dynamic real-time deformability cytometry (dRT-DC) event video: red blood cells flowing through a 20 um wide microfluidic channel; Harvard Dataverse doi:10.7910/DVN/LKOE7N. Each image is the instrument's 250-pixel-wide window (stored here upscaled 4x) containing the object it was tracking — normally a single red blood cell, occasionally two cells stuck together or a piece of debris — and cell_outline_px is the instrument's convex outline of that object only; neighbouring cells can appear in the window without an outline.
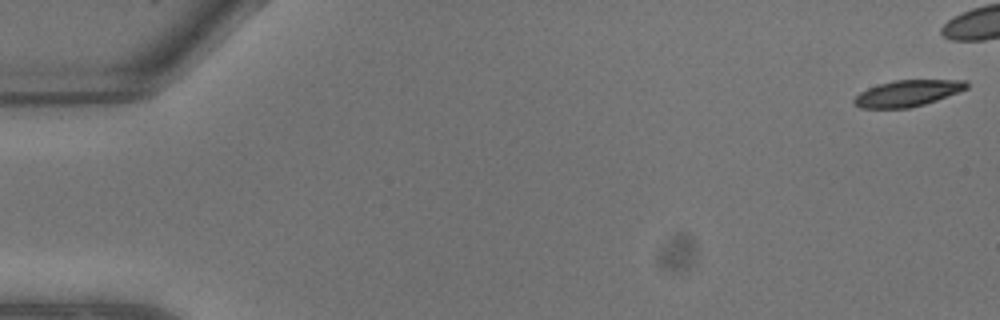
{"species": "common noctule bat (a hibernating species)", "species_latin": "Nyctalus noctula", "temperature_condition": "warm", "stored_images_in_passage": 10, "camera_frame_rate_fps": 3000, "um_per_image_px": 0.085, "animal": {"sex": "male", "body_mass_g": 13.3}, "frame": {"image": 1, "passage_image": 1, "time_ms": 0.0, "image_size_px": [1000, 320], "cell_outline_px": [[968, 88], [936, 100], [924, 104], [908, 108], [860, 108], [852, 104], [852, 100], [860, 92], [868, 88], [880, 84], [896, 80], [968, 80]], "centroid_in_image_um": [77.11, 7.93], "position_along_channel_um": 7.9, "area_um2": 17.11}}
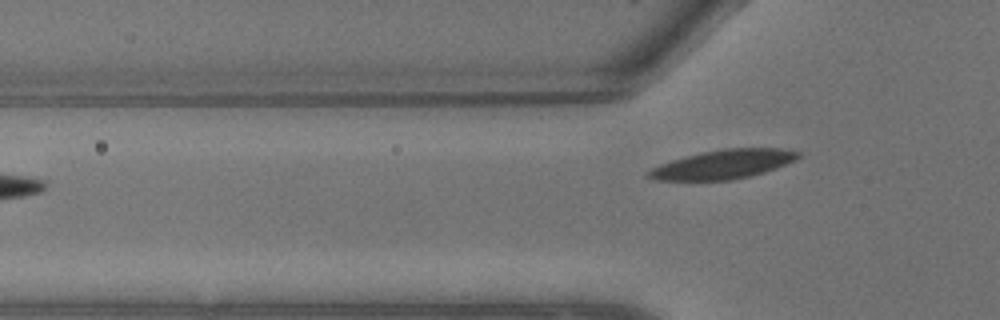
{"frame": {"image": 2, "passage_image": 10, "time_ms": 3.0, "image_size_px": [1000, 320], "cell_outline_px": [[800, 156], [776, 168], [764, 172], [732, 180], [656, 180], [644, 176], [652, 168], [660, 164], [672, 160], [704, 152], [724, 148], [780, 148], [800, 152]], "centroid_in_image_um": [61.45, 13.97], "position_along_channel_um": 64.4, "area_um2": 24.91}}